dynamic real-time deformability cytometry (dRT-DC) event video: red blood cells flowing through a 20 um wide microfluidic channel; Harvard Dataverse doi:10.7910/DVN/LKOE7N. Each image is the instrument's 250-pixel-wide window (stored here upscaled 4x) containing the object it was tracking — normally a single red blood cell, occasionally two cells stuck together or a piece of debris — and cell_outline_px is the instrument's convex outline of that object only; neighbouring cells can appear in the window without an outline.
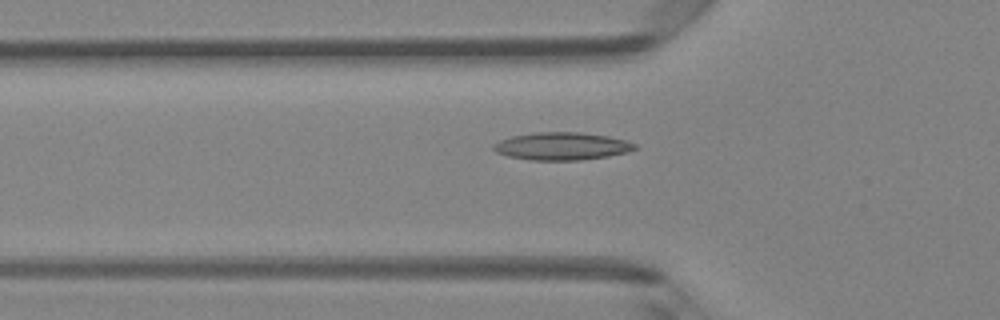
{"species": "Egyptian fruit bat (a non-hibernating species)", "species_latin": "Rousettus aegyptiacus", "temperature_condition": "room temperature", "stored_images_in_passage": 48, "camera_frame_rate_fps": 3000, "um_per_image_px": 0.085, "animal": {"sex": "female"}, "frame": {"image": 1, "passage_image": 17, "time_ms": 5.333, "image_size_px": [1000, 320], "cell_outline_px": [[636, 148], [628, 152], [608, 156], [580, 160], [528, 160], [508, 156], [496, 152], [492, 148], [492, 144], [500, 140], [512, 136], [536, 132], [580, 132], [608, 136], [624, 140], [636, 144]], "centroid_in_image_um": [47.73, 12.42], "position_along_channel_um": 78.1, "area_um2": 22.77}}
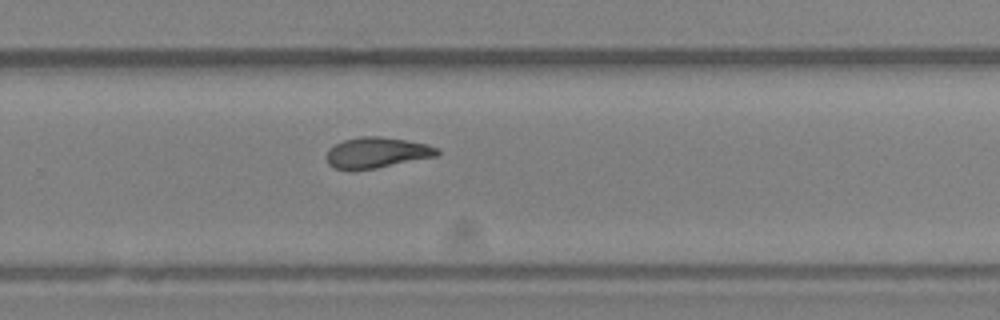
{"frame": {"image": 2, "passage_image": 33, "time_ms": 10.667, "image_size_px": [1000, 320], "cell_outline_px": [[440, 152], [436, 156], [376, 168], [352, 172], [348, 172], [336, 168], [328, 164], [328, 148], [344, 140], [360, 136], [380, 136], [428, 144], [436, 148]], "centroid_in_image_um": [31.99, 12.99], "position_along_channel_um": 297.8, "area_um2": 19.88}}
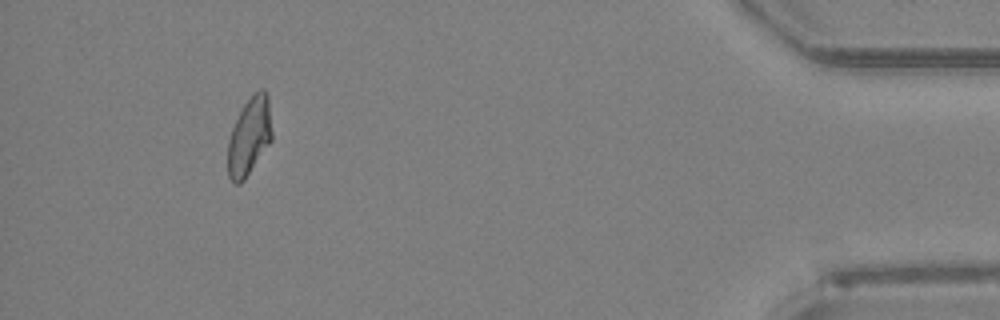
{"frame": {"image": 3, "passage_image": 46, "time_ms": 15.0, "image_size_px": [1000, 320], "cell_outline_px": [[272, 140], [244, 180], [240, 184], [236, 184], [228, 176], [228, 140], [232, 128], [244, 104], [260, 88], [264, 88], [268, 96], [272, 132]], "centroid_in_image_um": [21.2, 11.6], "position_along_channel_um": 414.0, "area_um2": 19.83}}